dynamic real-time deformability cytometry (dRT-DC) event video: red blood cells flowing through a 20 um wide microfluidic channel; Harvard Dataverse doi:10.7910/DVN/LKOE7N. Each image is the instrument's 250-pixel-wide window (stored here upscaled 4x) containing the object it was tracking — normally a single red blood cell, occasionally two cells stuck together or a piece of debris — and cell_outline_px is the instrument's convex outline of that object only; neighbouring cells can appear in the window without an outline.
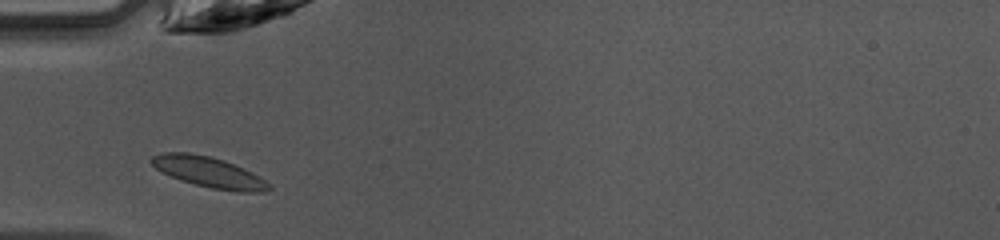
{"species": "common noctule bat (a hibernating species)", "species_latin": "Nyctalus noctula", "temperature_condition": "warm", "stored_images_in_passage": 30, "camera_frame_rate_fps": 3000, "um_per_image_px": 0.085, "animal": {"sex": "female", "body_mass_g": 10.0, "forearm_length_mm": 53.1}, "frame": {"image": 1, "passage_image": 2, "time_ms": 0.333, "image_size_px": [1000, 240], "cell_outline_px": [[272, 188], [268, 192], [240, 192], [212, 188], [196, 184], [160, 172], [148, 160], [152, 156], [160, 152], [188, 152], [208, 156], [224, 160], [244, 168], [252, 172], [264, 180]], "centroid_in_image_um": [17.74, 14.62], "position_along_channel_um": 67.3, "area_um2": 20.81}}
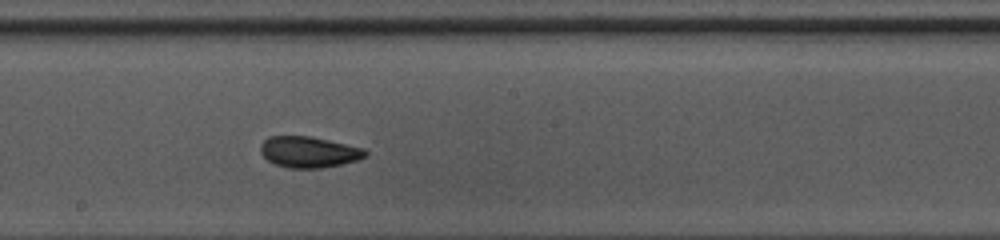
{"frame": {"image": 2, "passage_image": 13, "time_ms": 4.0, "image_size_px": [1000, 240], "cell_outline_px": [[368, 156], [356, 160], [340, 164], [320, 168], [288, 168], [276, 164], [268, 160], [260, 152], [260, 144], [268, 136], [308, 136], [328, 140], [364, 148], [368, 152]], "centroid_in_image_um": [26.24, 12.91], "position_along_channel_um": 222.0, "area_um2": 18.9}}
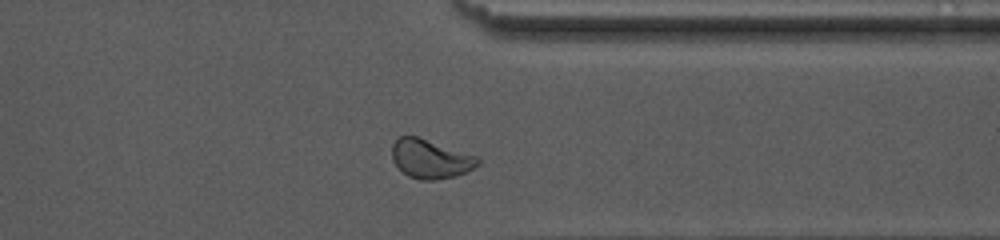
{"frame": {"image": 3, "passage_image": 24, "time_ms": 7.667, "image_size_px": [1000, 240], "cell_outline_px": [[480, 164], [456, 176], [436, 180], [420, 180], [408, 176], [392, 160], [392, 144], [400, 136], [416, 136], [476, 156], [480, 160]], "centroid_in_image_um": [36.57, 13.51], "position_along_channel_um": 374.8, "area_um2": 19.19}, "authors_computed_cell_mechanics": {"area_um2": 19.0451, "velocity_mm_per_s": 4.201, "shape_relaxation_time_tau1_ms": 7.3724, "shape_relaxation_time_tau2_ms": 2.6995, "deformation_change_tau1": 0.1459, "deformation_change_tau2": 0.0229}}